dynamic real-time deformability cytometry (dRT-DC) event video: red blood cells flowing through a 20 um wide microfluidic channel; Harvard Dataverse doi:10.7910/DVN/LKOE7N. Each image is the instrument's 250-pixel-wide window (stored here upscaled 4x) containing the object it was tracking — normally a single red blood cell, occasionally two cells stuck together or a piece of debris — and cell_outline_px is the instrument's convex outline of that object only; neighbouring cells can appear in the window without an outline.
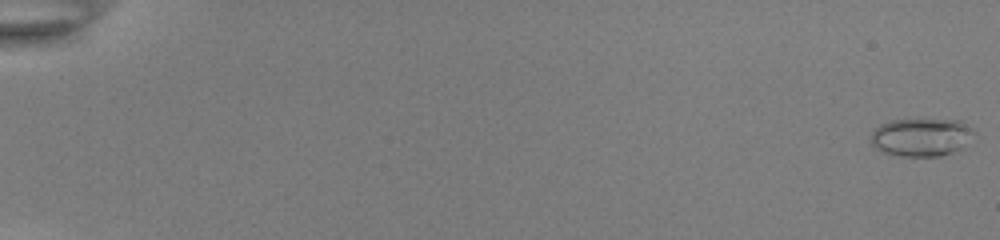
{"species": "common noctule bat (a hibernating species)", "species_latin": "Nyctalus noctula", "temperature_condition": "room temperature", "stored_images_in_passage": 20, "camera_frame_rate_fps": 3000, "um_per_image_px": 0.085, "animal": {"sex": "female", "body_mass_g": 22.0, "forearm_length_mm": 56.7}, "frame": {"image": 1, "passage_image": 1, "time_ms": 0.0, "image_size_px": [1000, 240], "cell_outline_px": [[976, 132], [960, 148], [952, 152], [940, 156], [900, 156], [884, 152], [876, 148], [872, 144], [872, 132], [880, 124], [892, 120], [960, 120], [972, 128]], "centroid_in_image_um": [78.31, 11.66], "position_along_channel_um": 6.7, "area_um2": 22.54}}
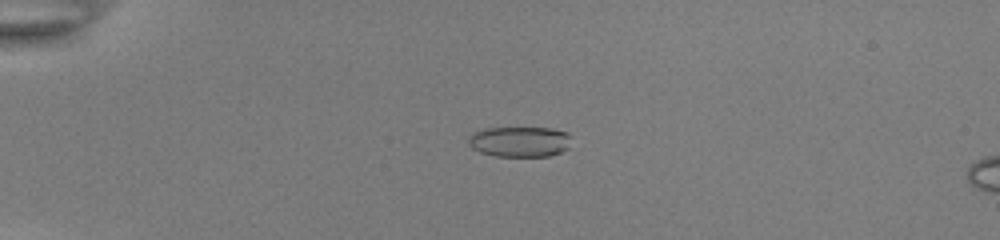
{"frame": {"image": 2, "passage_image": 15, "time_ms": 4.667, "image_size_px": [1000, 240], "cell_outline_px": [[568, 148], [560, 152], [548, 156], [496, 156], [480, 152], [472, 148], [468, 144], [468, 136], [472, 132], [484, 128], [552, 128], [568, 132]], "centroid_in_image_um": [44.12, 12.03], "position_along_channel_um": 40.9, "area_um2": 18.26}}